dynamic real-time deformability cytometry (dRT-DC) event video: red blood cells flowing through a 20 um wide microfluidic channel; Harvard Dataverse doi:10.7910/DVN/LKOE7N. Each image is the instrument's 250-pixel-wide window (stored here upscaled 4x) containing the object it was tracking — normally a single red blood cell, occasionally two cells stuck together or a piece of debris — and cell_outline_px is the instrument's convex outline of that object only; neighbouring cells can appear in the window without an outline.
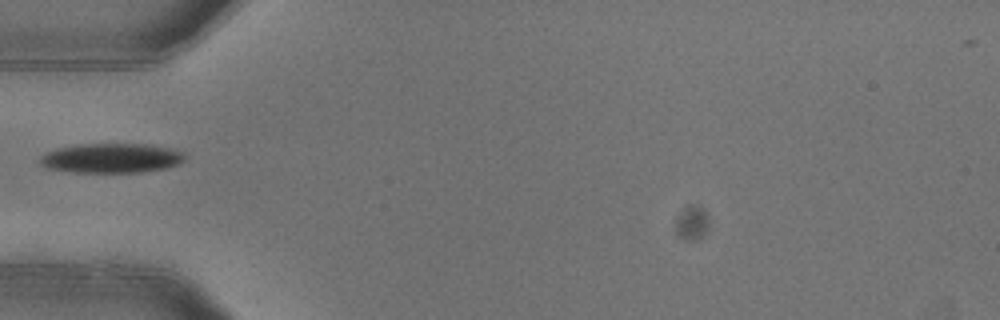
{"species": "common noctule bat (a hibernating species)", "species_latin": "Nyctalus noctula", "temperature_condition": "warm", "stored_images_in_passage": 2, "camera_frame_rate_fps": 3000, "um_per_image_px": 0.085, "animal": {"sex": "female"}, "frame": {"image": 1, "passage_image": 1, "time_ms": 0.0, "image_size_px": [1000, 320], "cell_outline_px": [[184, 160], [180, 164], [164, 168], [140, 172], [72, 172], [44, 168], [40, 164], [40, 156], [56, 148], [76, 144], [152, 144], [184, 152]], "centroid_in_image_um": [9.44, 13.44], "position_along_channel_um": 75.6, "area_um2": 25.09}}